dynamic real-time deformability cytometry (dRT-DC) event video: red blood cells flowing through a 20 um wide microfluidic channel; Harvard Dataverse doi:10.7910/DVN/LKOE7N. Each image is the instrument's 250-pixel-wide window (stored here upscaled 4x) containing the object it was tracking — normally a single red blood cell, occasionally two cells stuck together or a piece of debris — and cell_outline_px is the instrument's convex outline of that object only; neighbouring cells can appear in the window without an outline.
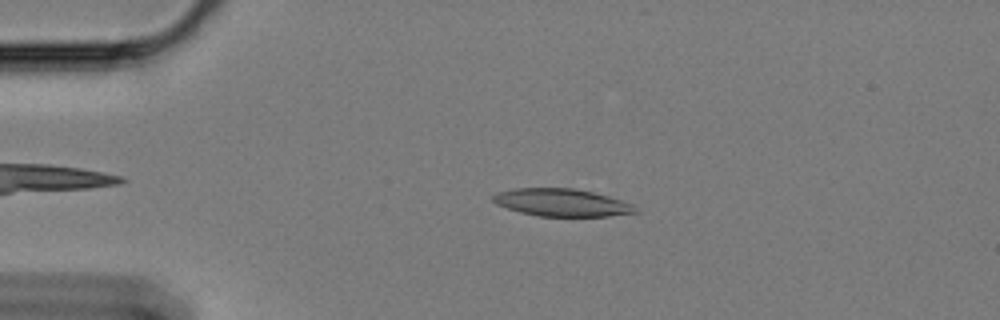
{"species": "Egyptian fruit bat (a non-hibernating species)", "species_latin": "Rousettus aegyptiacus", "temperature_condition": "cold", "stored_images_in_passage": 58, "camera_frame_rate_fps": 3000, "um_per_image_px": 0.085, "animal": {"sex": "female"}, "frame": {"image": 1, "passage_image": 12, "time_ms": 3.667, "image_size_px": [1000, 320], "cell_outline_px": [[640, 212], [608, 216], [540, 216], [520, 212], [496, 204], [492, 200], [492, 196], [500, 192], [516, 188], [572, 188], [592, 192], [608, 196], [632, 204]], "centroid_in_image_um": [47.76, 17.22], "position_along_channel_um": 37.2, "area_um2": 22.6}}
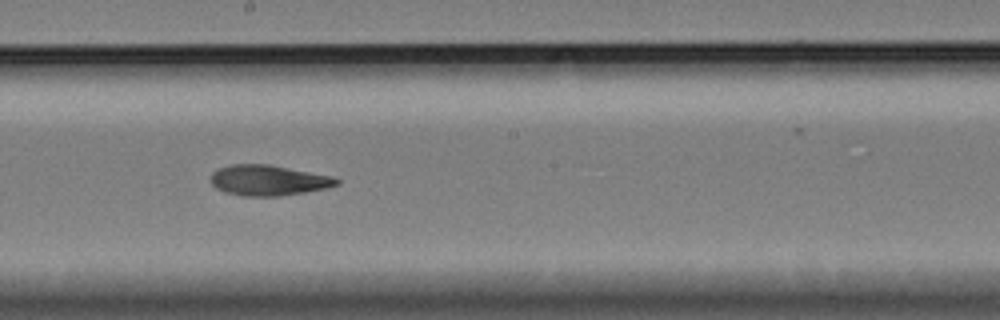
{"frame": {"image": 2, "passage_image": 32, "time_ms": 10.333, "image_size_px": [1000, 320], "cell_outline_px": [[340, 184], [328, 188], [280, 196], [240, 196], [224, 192], [216, 188], [212, 184], [212, 172], [220, 168], [232, 164], [268, 164], [332, 176], [340, 180]], "centroid_in_image_um": [22.82, 15.33], "position_along_channel_um": 225.4, "area_um2": 22.37}}
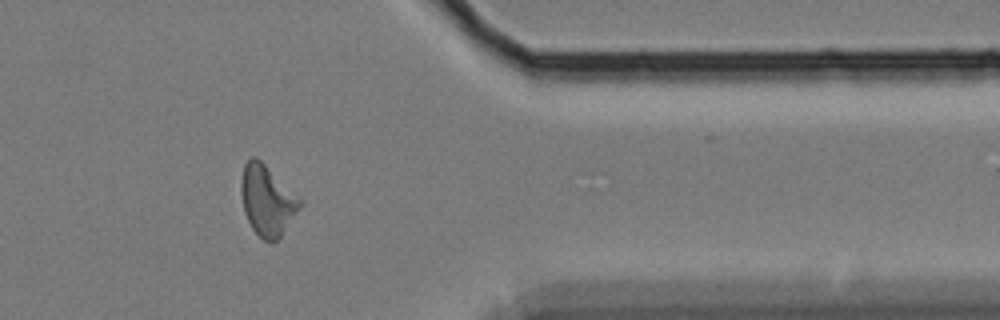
{"frame": {"image": 3, "passage_image": 48, "time_ms": 15.667, "image_size_px": [1000, 320], "cell_outline_px": [[300, 204], [280, 236], [272, 244], [264, 240], [252, 228], [244, 212], [240, 192], [240, 184], [244, 164], [252, 156], [256, 156], [300, 200]], "centroid_in_image_um": [22.62, 17.03], "position_along_channel_um": 388.8, "area_um2": 23.12}, "authors_computed_cell_mechanics": {"area_um2": 23.2356, "velocity_mm_per_s": 3.3519, "shape_relaxation_time_tau1_ms": null, "shape_relaxation_time_tau2_ms": 5.0553, "deformation_change_tau1": null, "deformation_change_tau2": 0.1183}}